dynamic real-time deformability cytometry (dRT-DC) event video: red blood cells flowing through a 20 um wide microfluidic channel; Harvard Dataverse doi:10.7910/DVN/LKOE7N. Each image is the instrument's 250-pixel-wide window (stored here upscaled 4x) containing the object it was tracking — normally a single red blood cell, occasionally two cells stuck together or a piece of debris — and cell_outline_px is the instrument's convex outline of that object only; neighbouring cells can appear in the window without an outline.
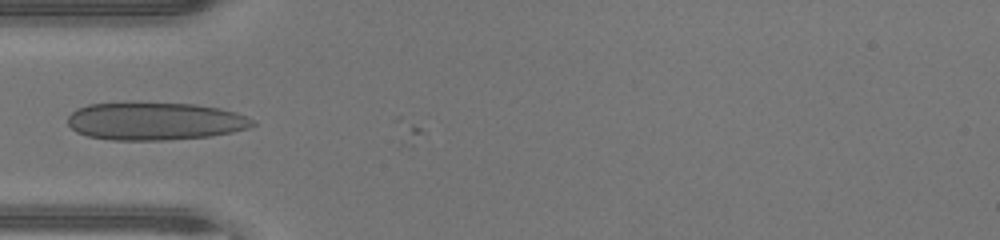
{"species": "human", "species_latin": "Homo sapiens", "temperature_condition": "warm", "stored_images_in_passage": 6, "camera_frame_rate_fps": 3000, "um_per_image_px": 0.085, "donor": {"sex": "male"}, "frame": {"image": 1, "passage_image": 1, "time_ms": 0.0, "image_size_px": [1000, 240], "cell_outline_px": [[256, 124], [248, 128], [232, 132], [208, 136], [164, 140], [112, 140], [88, 136], [76, 132], [68, 124], [68, 116], [76, 108], [88, 104], [196, 104], [220, 108], [236, 112], [256, 120]], "centroid_in_image_um": [13.19, 10.32], "position_along_channel_um": 71.8, "area_um2": 40.29}}
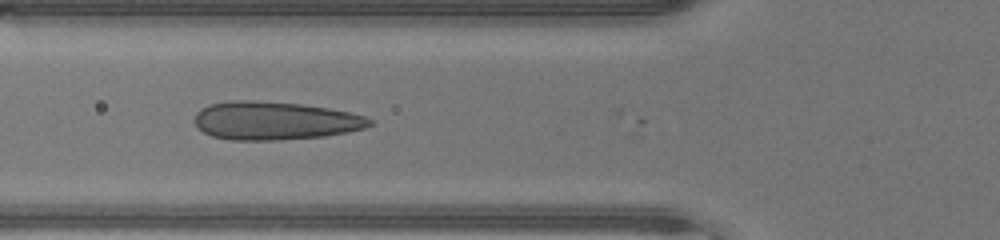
{"frame": {"image": 2, "passage_image": 3, "time_ms": 0.667, "image_size_px": [1000, 240], "cell_outline_px": [[372, 124], [364, 128], [348, 132], [324, 136], [276, 140], [232, 140], [212, 136], [204, 132], [196, 124], [196, 112], [200, 108], [208, 104], [232, 100], [252, 100], [300, 104], [328, 108], [348, 112], [364, 116], [372, 120]], "centroid_in_image_um": [23.34, 10.25], "position_along_channel_um": 102.5, "area_um2": 38.84}}
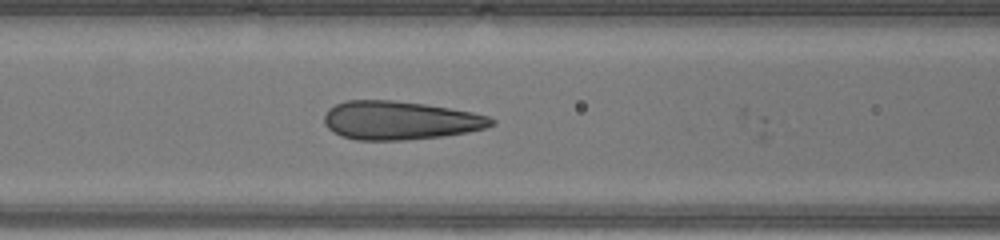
{"frame": {"image": 3, "passage_image": 5, "time_ms": 1.333, "image_size_px": [1000, 240], "cell_outline_px": [[496, 124], [484, 128], [468, 132], [440, 136], [400, 140], [356, 140], [340, 136], [332, 132], [324, 124], [324, 116], [328, 108], [344, 100], [392, 100], [424, 104], [472, 112], [488, 116], [496, 120]], "centroid_in_image_um": [33.96, 10.23], "position_along_channel_um": 132.6, "area_um2": 37.57}}